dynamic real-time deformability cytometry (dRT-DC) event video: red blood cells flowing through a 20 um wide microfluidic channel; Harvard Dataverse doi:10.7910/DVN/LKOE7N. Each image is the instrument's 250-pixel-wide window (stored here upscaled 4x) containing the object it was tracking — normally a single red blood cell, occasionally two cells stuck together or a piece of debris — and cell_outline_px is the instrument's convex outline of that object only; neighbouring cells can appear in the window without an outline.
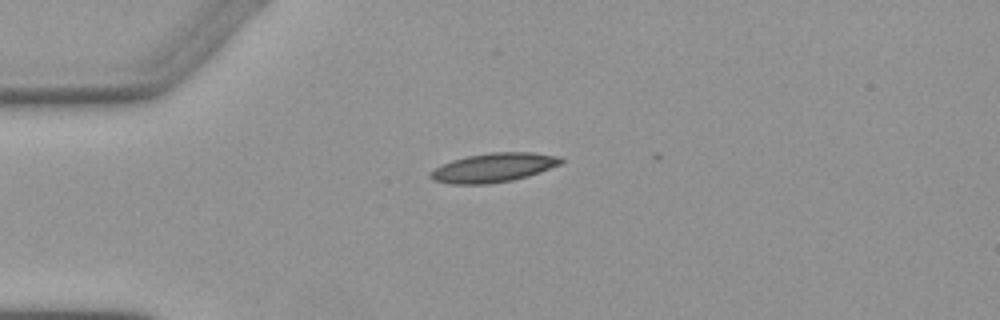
{"species": "Egyptian fruit bat (a non-hibernating species)", "species_latin": "Rousettus aegyptiacus", "temperature_condition": "warm", "stored_images_in_passage": 2, "camera_frame_rate_fps": 3000, "um_per_image_px": 0.085, "animal": {"sex": "female"}, "frame": {"image": 1, "passage_image": 2, "time_ms": 1.333, "image_size_px": [1000, 320], "cell_outline_px": [[564, 160], [560, 164], [540, 172], [528, 176], [512, 180], [488, 184], [448, 184], [432, 180], [428, 176], [428, 172], [440, 164], [452, 160], [468, 156], [488, 152], [532, 152], [560, 156]], "centroid_in_image_um": [41.9, 14.25], "position_along_channel_um": 43.1, "area_um2": 22.37}}